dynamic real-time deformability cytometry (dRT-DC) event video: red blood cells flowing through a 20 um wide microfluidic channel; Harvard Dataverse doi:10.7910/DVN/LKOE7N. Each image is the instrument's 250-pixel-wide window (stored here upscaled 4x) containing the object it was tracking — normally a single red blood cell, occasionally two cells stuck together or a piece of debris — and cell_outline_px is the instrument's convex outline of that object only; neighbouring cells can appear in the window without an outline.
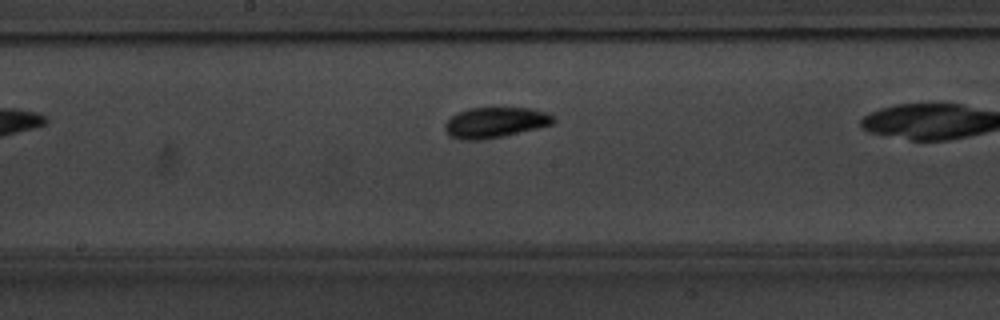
{"species": "common noctule bat (a hibernating species)", "species_latin": "Nyctalus noctula", "temperature_condition": "warm", "stored_images_in_passage": 20, "camera_frame_rate_fps": 3000, "um_per_image_px": 0.085, "animal": {"sex": "male", "body_mass_g": 20.1, "forearm_length_mm": 53.5}, "frame": {"image": 1, "passage_image": 9, "time_ms": 2.667, "image_size_px": [1000, 320], "cell_outline_px": [[556, 120], [552, 124], [536, 128], [500, 136], [480, 140], [460, 140], [448, 136], [444, 128], [444, 124], [452, 116], [468, 108], [532, 108], [548, 112]], "centroid_in_image_um": [42.06, 10.41], "position_along_channel_um": 206.1, "area_um2": 19.13}}